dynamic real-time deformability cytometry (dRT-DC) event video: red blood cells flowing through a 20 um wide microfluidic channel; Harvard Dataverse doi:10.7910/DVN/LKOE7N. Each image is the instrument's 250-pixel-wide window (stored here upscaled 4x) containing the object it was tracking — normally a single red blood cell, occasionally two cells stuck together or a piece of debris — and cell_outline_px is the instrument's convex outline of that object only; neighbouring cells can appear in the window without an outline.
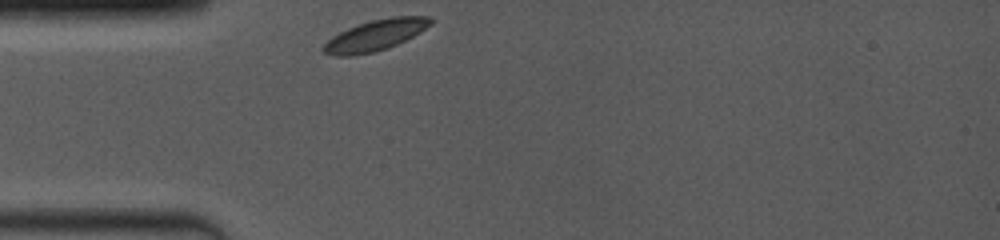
{"species": "common noctule bat (a hibernating species)", "species_latin": "Nyctalus noctula", "temperature_condition": "room temperature", "stored_images_in_passage": 28, "camera_frame_rate_fps": 4000, "um_per_image_px": 0.085, "animal": {"sex": "female", "body_mass_g": 19.0, "forearm_length_mm": 53.3}, "frame": {"image": 1, "passage_image": 1, "time_ms": 0.0, "image_size_px": [1000, 240], "cell_outline_px": [[432, 24], [420, 32], [388, 48], [376, 52], [352, 56], [336, 56], [324, 52], [320, 48], [332, 36], [348, 28], [372, 20], [392, 16], [432, 16]], "centroid_in_image_um": [31.9, 3.0], "position_along_channel_um": 53.1, "area_um2": 19.25}}
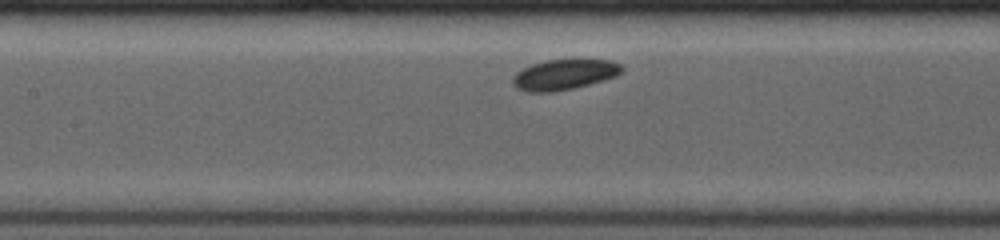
{"frame": {"image": 2, "passage_image": 9, "time_ms": 3.0, "image_size_px": [1000, 240], "cell_outline_px": [[624, 72], [616, 76], [604, 80], [572, 88], [552, 92], [528, 92], [516, 88], [512, 84], [512, 76], [516, 72], [532, 64], [548, 60], [612, 60], [620, 64], [624, 68]], "centroid_in_image_um": [47.96, 6.34], "position_along_channel_um": 159.4, "area_um2": 19.31}}
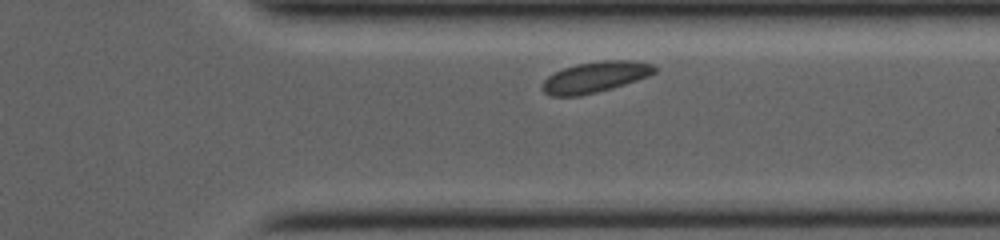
{"frame": {"image": 3, "passage_image": 25, "time_ms": 8.25, "image_size_px": [1000, 240], "cell_outline_px": [[656, 72], [648, 76], [612, 88], [580, 96], [552, 96], [544, 92], [544, 80], [548, 76], [564, 68], [576, 64], [604, 60], [632, 60], [652, 64], [656, 68]], "centroid_in_image_um": [50.61, 6.54], "position_along_channel_um": 360.8, "area_um2": 19.88}}